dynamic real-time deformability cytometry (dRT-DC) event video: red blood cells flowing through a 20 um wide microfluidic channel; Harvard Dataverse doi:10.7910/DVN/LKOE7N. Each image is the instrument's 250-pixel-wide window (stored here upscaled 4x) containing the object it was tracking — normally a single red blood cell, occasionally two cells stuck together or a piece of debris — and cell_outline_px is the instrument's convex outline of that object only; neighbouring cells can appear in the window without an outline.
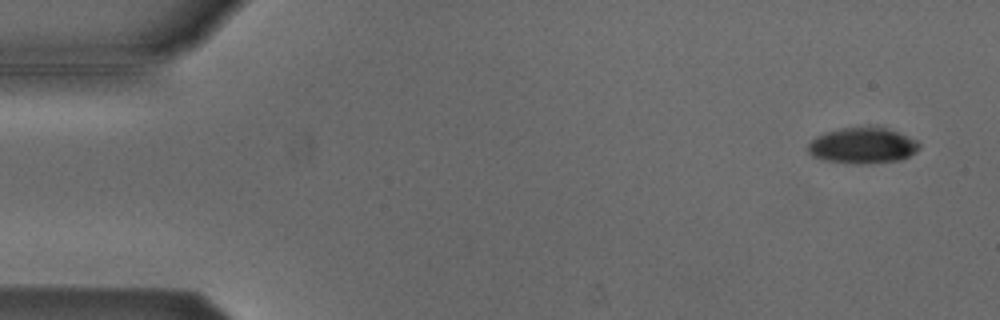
{"species": "Egyptian fruit bat (a non-hibernating species)", "species_latin": "Rousettus aegyptiacus", "temperature_condition": "cold", "stored_images_in_passage": 7, "camera_frame_rate_fps": 3000, "um_per_image_px": 0.085, "animal": {"sex": "male"}, "frame": {"image": 1, "passage_image": 1, "time_ms": 0.0, "image_size_px": [1000, 320], "cell_outline_px": [[920, 148], [916, 152], [900, 160], [860, 164], [856, 164], [824, 160], [812, 156], [808, 152], [808, 144], [816, 136], [824, 132], [840, 128], [868, 124], [888, 128], [908, 136], [916, 140], [920, 144]], "centroid_in_image_um": [73.32, 12.33], "position_along_channel_um": 11.7, "area_um2": 23.81}}
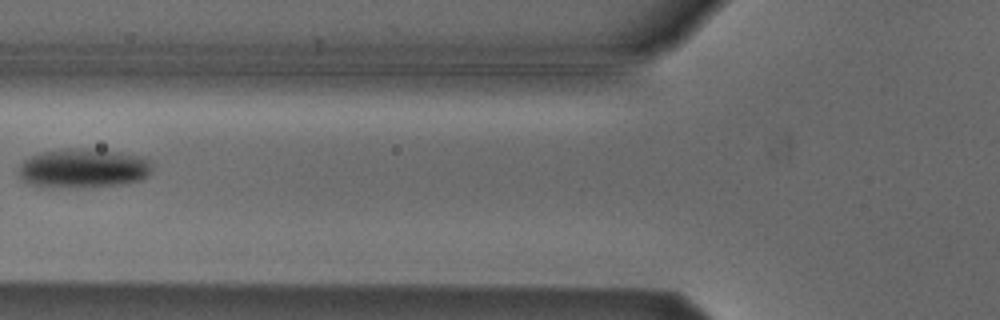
{"frame": {"image": 2, "passage_image": 6, "time_ms": 1.667, "image_size_px": [1000, 320], "cell_outline_px": [[152, 168], [148, 176], [140, 180], [120, 184], [92, 188], [52, 188], [28, 184], [16, 176], [16, 172], [20, 164], [24, 160], [40, 152], [64, 148], [88, 148], [116, 152], [140, 156], [148, 160], [152, 164]], "centroid_in_image_um": [7.01, 14.33], "position_along_channel_um": 118.8, "area_um2": 31.27}}
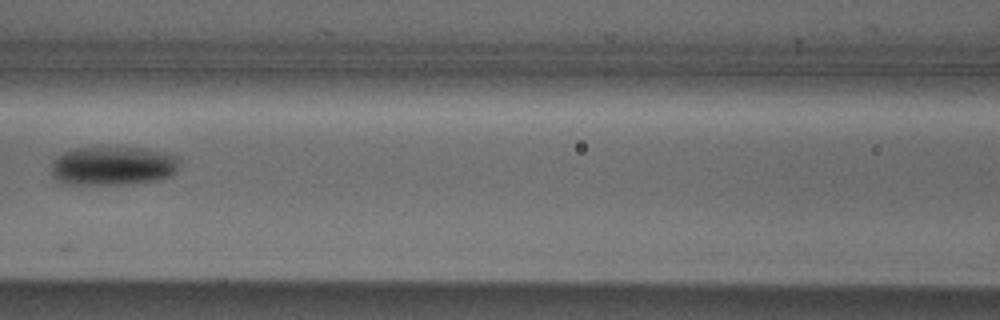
{"frame": {"image": 3, "passage_image": 7, "time_ms": 2.0, "image_size_px": [1000, 320], "cell_outline_px": [[180, 168], [172, 176], [160, 180], [132, 184], [60, 184], [52, 176], [52, 160], [56, 156], [72, 148], [140, 148], [168, 152], [180, 156]], "centroid_in_image_um": [9.65, 14.11], "position_along_channel_um": 156.9, "area_um2": 29.77}}